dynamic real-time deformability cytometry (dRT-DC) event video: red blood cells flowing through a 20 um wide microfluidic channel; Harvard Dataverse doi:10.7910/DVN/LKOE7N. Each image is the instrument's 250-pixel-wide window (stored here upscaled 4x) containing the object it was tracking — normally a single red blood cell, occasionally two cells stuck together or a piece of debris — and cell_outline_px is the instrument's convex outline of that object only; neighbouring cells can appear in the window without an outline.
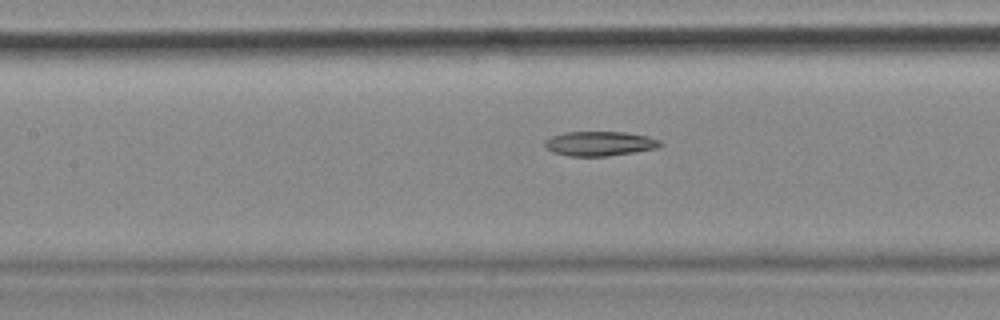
{"species": "common noctule bat (a hibernating species)", "species_latin": "Nyctalus noctula", "temperature_condition": "cold", "stored_images_in_passage": 35, "camera_frame_rate_fps": 3000, "um_per_image_px": 0.085, "animal": {"sex": "female", "body_mass_g": 18.4}, "frame": {"image": 1, "passage_image": 16, "time_ms": 5.0, "image_size_px": [1000, 320], "cell_outline_px": [[664, 144], [656, 148], [608, 156], [568, 156], [552, 152], [544, 144], [544, 140], [552, 136], [564, 132], [624, 132], [648, 136], [660, 140]], "centroid_in_image_um": [50.96, 12.2], "position_along_channel_um": 156.4, "area_um2": 16.47}}